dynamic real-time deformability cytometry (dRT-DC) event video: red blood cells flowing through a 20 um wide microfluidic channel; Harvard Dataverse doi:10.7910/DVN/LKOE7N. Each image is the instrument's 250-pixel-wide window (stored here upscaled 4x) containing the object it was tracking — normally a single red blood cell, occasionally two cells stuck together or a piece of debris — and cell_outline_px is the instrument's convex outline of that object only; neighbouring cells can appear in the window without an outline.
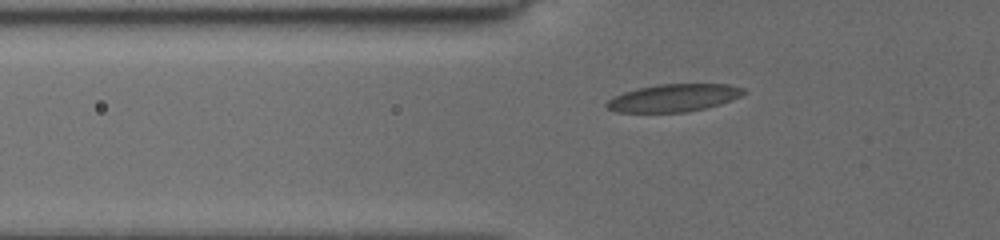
{"species": "common noctule bat (a hibernating species)", "species_latin": "Nyctalus noctula", "temperature_condition": "cold", "stored_images_in_passage": 45, "camera_frame_rate_fps": 3000, "um_per_image_px": 0.085, "animal": {"sex": "female", "body_mass_g": 19.5, "forearm_length_mm": 54.1}, "frame": {"image": 1, "passage_image": 5, "time_ms": 1.667, "image_size_px": [1000, 240], "cell_outline_px": [[748, 92], [740, 96], [720, 104], [688, 112], [616, 112], [608, 108], [604, 104], [608, 100], [624, 92], [640, 88], [660, 84], [728, 84], [744, 88]], "centroid_in_image_um": [57.29, 8.32], "position_along_channel_um": 68.5, "area_um2": 21.85}}
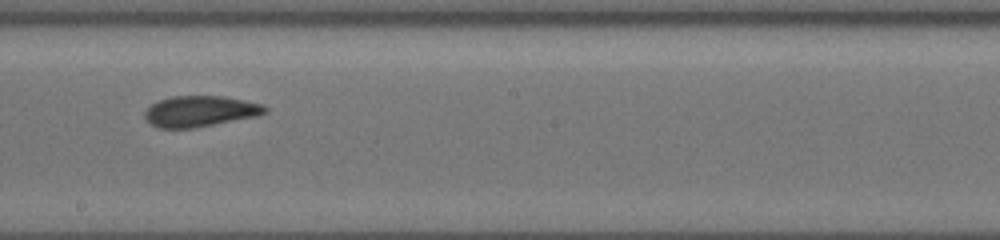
{"frame": {"image": 2, "passage_image": 24, "time_ms": 6.0, "image_size_px": [1000, 240], "cell_outline_px": [[268, 112], [256, 116], [192, 128], [160, 128], [152, 124], [144, 116], [144, 112], [152, 104], [160, 100], [172, 96], [224, 96], [264, 104], [268, 108]], "centroid_in_image_um": [17.04, 9.45], "position_along_channel_um": 231.2, "area_um2": 21.44}}
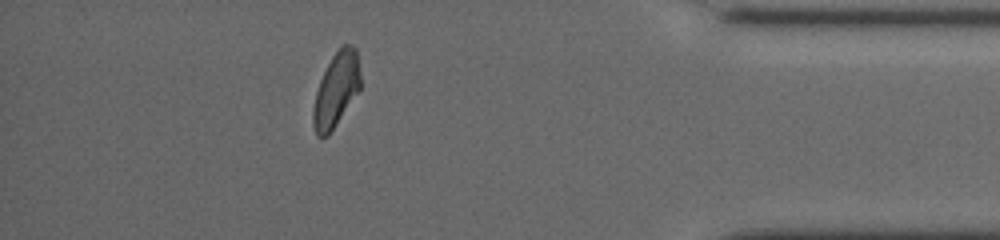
{"frame": {"image": 3, "passage_image": 40, "time_ms": 11.333, "image_size_px": [1000, 240], "cell_outline_px": [[360, 88], [328, 136], [316, 136], [312, 124], [312, 112], [316, 92], [320, 80], [332, 56], [344, 44], [352, 44], [356, 48], [360, 72]], "centroid_in_image_um": [28.56, 7.63], "position_along_channel_um": 406.6, "area_um2": 20.17}, "authors_computed_cell_mechanics": {"area_um2": 21.8484, "velocity_mm_per_s": 3.8728, "shape_relaxation_time_tau1_ms": 6.9991, "shape_relaxation_time_tau2_ms": 1.2128, "deformation_change_tau1": 0.1477, "deformation_change_tau2": 0.0607}}